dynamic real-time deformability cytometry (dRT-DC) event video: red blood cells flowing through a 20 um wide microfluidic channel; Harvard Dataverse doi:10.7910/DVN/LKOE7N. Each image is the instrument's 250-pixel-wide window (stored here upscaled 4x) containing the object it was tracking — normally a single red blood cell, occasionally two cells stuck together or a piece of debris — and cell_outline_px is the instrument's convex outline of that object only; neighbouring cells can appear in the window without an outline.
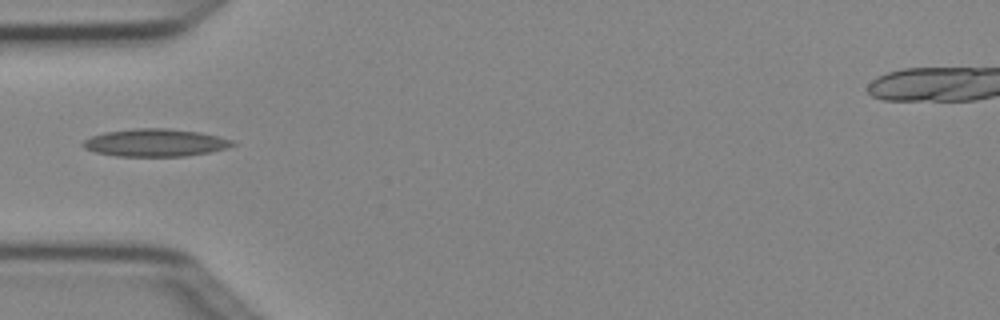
{"species": "Egyptian fruit bat (a non-hibernating species)", "species_latin": "Rousettus aegyptiacus", "temperature_condition": "cold", "stored_images_in_passage": 5, "camera_frame_rate_fps": 3000, "um_per_image_px": 0.085, "animal": {"sex": "female"}, "frame": {"image": 1, "passage_image": 4, "time_ms": 1.0, "image_size_px": [1000, 320], "cell_outline_px": [[236, 144], [228, 148], [208, 152], [184, 156], [116, 156], [96, 152], [84, 148], [80, 144], [84, 140], [92, 136], [104, 132], [136, 128], [168, 128], [200, 132], [232, 140]], "centroid_in_image_um": [13.18, 12.12], "position_along_channel_um": 71.8, "area_um2": 23.99}}
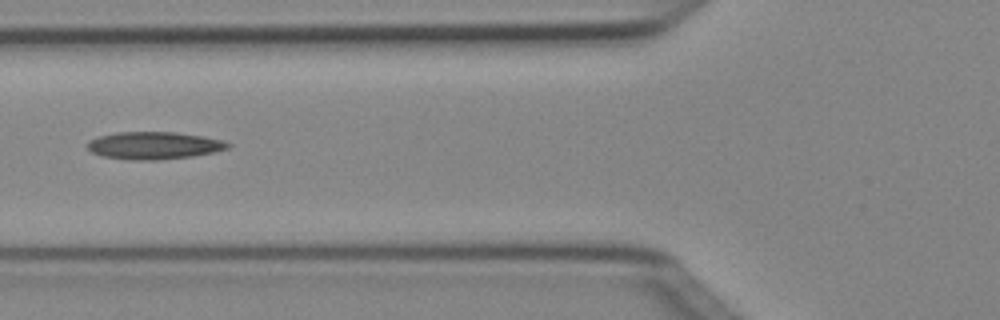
{"frame": {"image": 2, "passage_image": 5, "time_ms": 1.333, "image_size_px": [1000, 320], "cell_outline_px": [[232, 144], [228, 148], [212, 152], [192, 156], [160, 160], [128, 160], [104, 156], [92, 152], [88, 148], [88, 144], [92, 140], [100, 136], [116, 132], [176, 132], [204, 136], [220, 140]], "centroid_in_image_um": [13.11, 12.37], "position_along_channel_um": 112.7, "area_um2": 22.25}}